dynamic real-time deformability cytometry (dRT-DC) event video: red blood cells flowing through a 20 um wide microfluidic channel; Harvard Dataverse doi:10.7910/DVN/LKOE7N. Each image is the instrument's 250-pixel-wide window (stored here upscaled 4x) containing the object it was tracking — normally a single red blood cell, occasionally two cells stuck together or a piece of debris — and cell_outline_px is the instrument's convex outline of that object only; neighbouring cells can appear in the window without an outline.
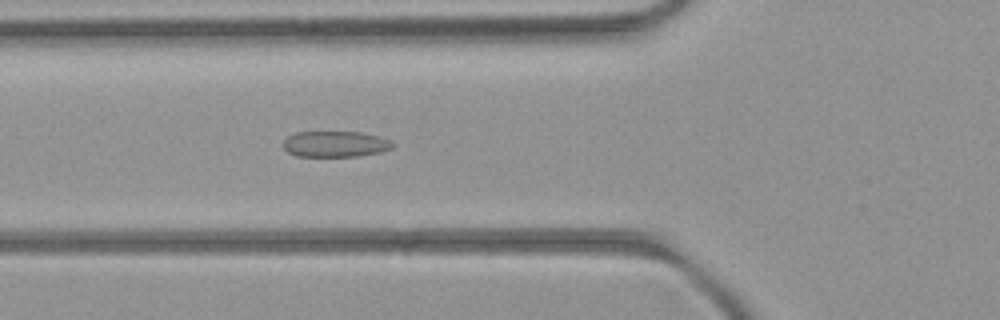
{"species": "common noctule bat (a hibernating species)", "species_latin": "Nyctalus noctula", "temperature_condition": "room temperature", "stored_images_in_passage": 51, "camera_frame_rate_fps": 3000, "um_per_image_px": 0.085, "animal": {"sex": "female", "body_mass_g": 21.9}, "frame": {"image": 1, "passage_image": 18, "time_ms": 5.667, "image_size_px": [1000, 320], "cell_outline_px": [[396, 144], [392, 148], [380, 152], [360, 156], [296, 156], [288, 152], [284, 148], [284, 140], [288, 136], [296, 132], [360, 132], [392, 140]], "centroid_in_image_um": [28.52, 12.24], "position_along_channel_um": 97.3, "area_um2": 16.53}}
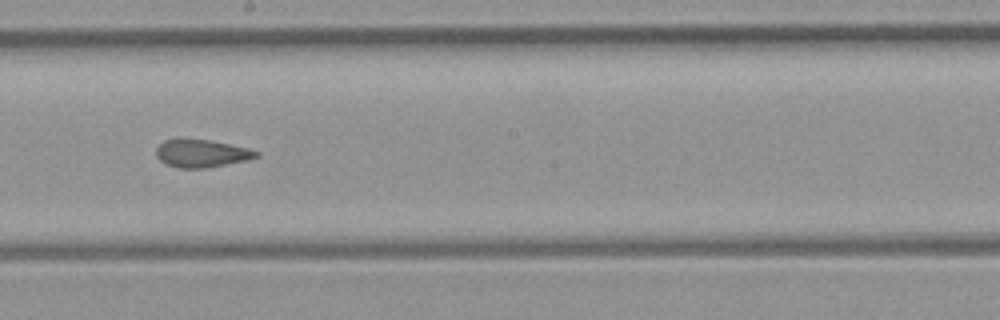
{"frame": {"image": 2, "passage_image": 28, "time_ms": 9.0, "image_size_px": [1000, 320], "cell_outline_px": [[260, 156], [248, 160], [208, 168], [176, 168], [164, 164], [156, 156], [156, 148], [164, 140], [176, 136], [180, 136], [208, 140], [248, 148], [260, 152]], "centroid_in_image_um": [17.08, 13.02], "position_along_channel_um": 231.1, "area_um2": 16.82}}
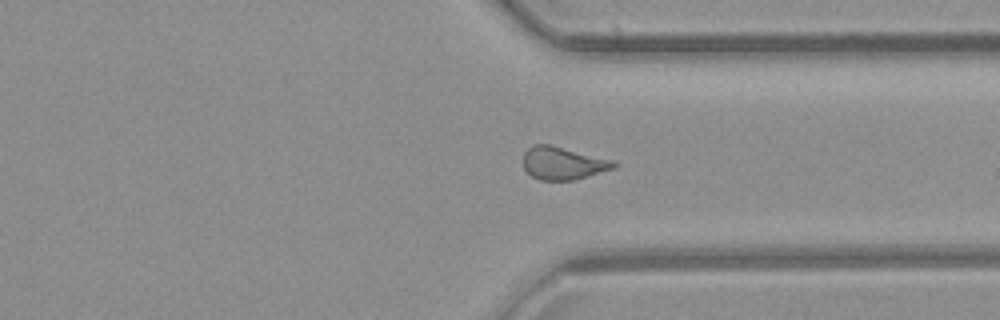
{"frame": {"image": 3, "passage_image": 38, "time_ms": 12.333, "image_size_px": [1000, 320], "cell_outline_px": [[620, 164], [616, 168], [572, 180], [540, 180], [532, 176], [524, 168], [524, 152], [532, 144], [548, 144], [616, 160]], "centroid_in_image_um": [47.9, 13.86], "position_along_channel_um": 363.5, "area_um2": 17.4}, "authors_computed_cell_mechanics": {"area_um2": 17.3978, "velocity_mm_per_s": 3.9821, "shape_relaxation_time_tau1_ms": null, "shape_relaxation_time_tau2_ms": 1.4434, "deformation_change_tau1": null, "deformation_change_tau2": 0.0924}}